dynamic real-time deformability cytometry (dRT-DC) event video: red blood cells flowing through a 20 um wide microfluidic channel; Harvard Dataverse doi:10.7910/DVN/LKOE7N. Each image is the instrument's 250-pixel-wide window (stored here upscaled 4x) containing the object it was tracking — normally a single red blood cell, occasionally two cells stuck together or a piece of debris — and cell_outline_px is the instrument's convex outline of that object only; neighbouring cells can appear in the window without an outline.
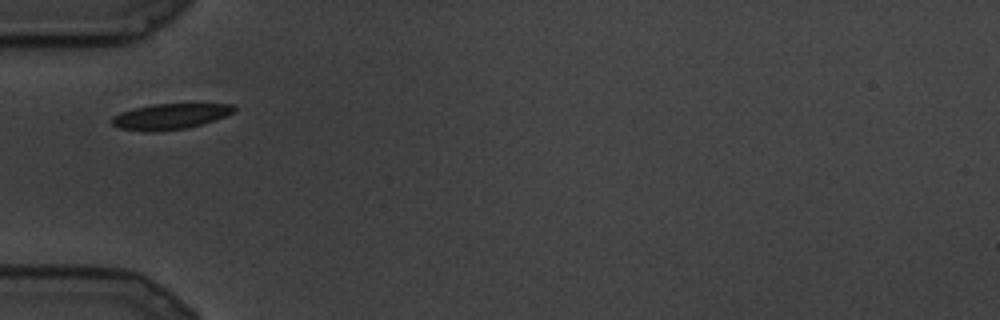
{"species": "common noctule bat (a hibernating species)", "species_latin": "Nyctalus noctula", "temperature_condition": "cold", "stored_images_in_passage": 9, "camera_frame_rate_fps": 3000, "um_per_image_px": 0.085, "animal": {"sex": "male", "body_mass_g": 19.5, "forearm_length_mm": 54.6}, "frame": {"image": 1, "passage_image": 1, "time_ms": 0.0, "image_size_px": [1000, 320], "cell_outline_px": [[236, 108], [232, 112], [216, 120], [188, 128], [156, 132], [144, 132], [120, 128], [112, 124], [112, 116], [120, 112], [132, 108], [152, 104], [232, 104]], "centroid_in_image_um": [14.42, 9.9], "position_along_channel_um": 70.6, "area_um2": 18.38}}
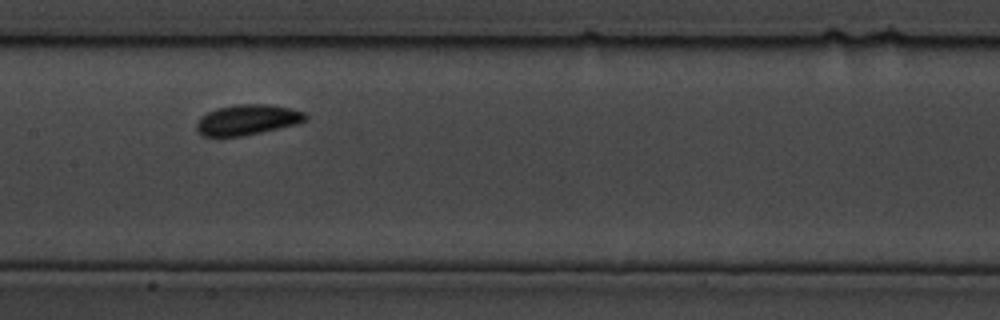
{"frame": {"image": 2, "passage_image": 6, "time_ms": 1.667, "image_size_px": [1000, 320], "cell_outline_px": [[308, 120], [296, 124], [260, 132], [240, 136], [204, 136], [196, 128], [196, 124], [200, 116], [216, 108], [236, 104], [264, 104], [288, 108], [304, 112], [308, 116]], "centroid_in_image_um": [21.02, 10.17], "position_along_channel_um": 186.4, "area_um2": 19.07}}
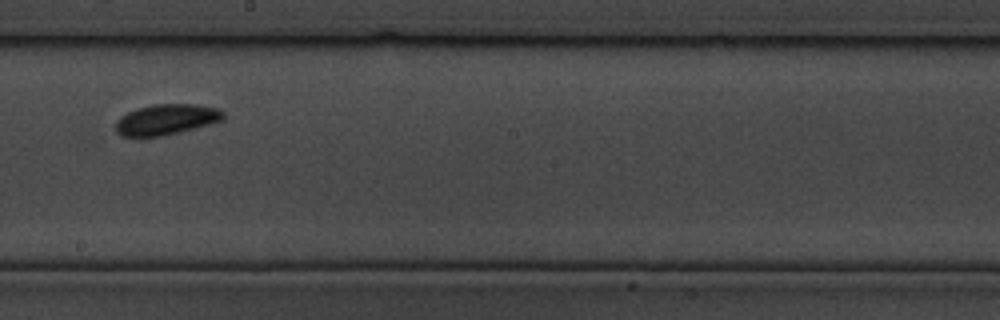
{"frame": {"image": 3, "passage_image": 8, "time_ms": 2.333, "image_size_px": [1000, 320], "cell_outline_px": [[224, 120], [180, 132], [164, 136], [120, 136], [116, 132], [116, 120], [120, 116], [128, 112], [140, 108], [156, 104], [196, 104], [216, 108], [224, 112]], "centroid_in_image_um": [14.14, 10.16], "position_along_channel_um": 234.1, "area_um2": 19.13}}